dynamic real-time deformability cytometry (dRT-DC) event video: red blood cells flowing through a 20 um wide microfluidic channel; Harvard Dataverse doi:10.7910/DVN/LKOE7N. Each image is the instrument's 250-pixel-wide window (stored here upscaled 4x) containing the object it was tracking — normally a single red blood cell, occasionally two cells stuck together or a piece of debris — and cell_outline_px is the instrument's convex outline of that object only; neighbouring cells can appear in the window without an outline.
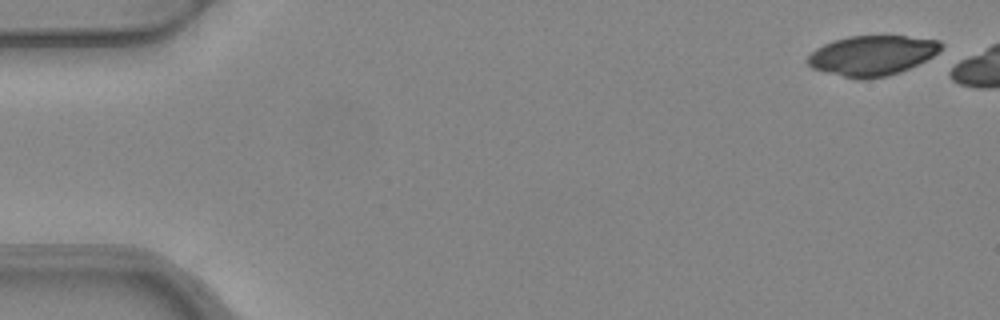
{"species": "common noctule bat (a hibernating species)", "species_latin": "Nyctalus noctula", "temperature_condition": "warm", "stored_images_in_passage": 6, "camera_frame_rate_fps": 3000, "um_per_image_px": 0.085, "animal": {"sex": "female", "body_mass_g": 24.6, "forearm_length_mm": 56.2}, "frame": {"image": 1, "passage_image": 1, "time_ms": 0.0, "image_size_px": [1000, 320], "cell_outline_px": [[944, 44], [932, 56], [900, 72], [884, 76], [864, 80], [856, 80], [812, 68], [804, 60], [816, 48], [832, 40], [848, 36], [904, 36], [940, 40]], "centroid_in_image_um": [74.08, 4.72], "position_along_channel_um": 10.9, "area_um2": 30.98}}